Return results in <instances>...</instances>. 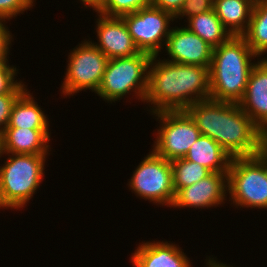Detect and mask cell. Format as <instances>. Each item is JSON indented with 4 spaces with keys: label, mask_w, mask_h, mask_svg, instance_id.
I'll return each mask as SVG.
<instances>
[{
    "label": "cell",
    "mask_w": 267,
    "mask_h": 267,
    "mask_svg": "<svg viewBox=\"0 0 267 267\" xmlns=\"http://www.w3.org/2000/svg\"><path fill=\"white\" fill-rule=\"evenodd\" d=\"M200 130L233 157H250L267 148L265 134L238 103L213 99L195 102L185 109Z\"/></svg>",
    "instance_id": "obj_1"
},
{
    "label": "cell",
    "mask_w": 267,
    "mask_h": 267,
    "mask_svg": "<svg viewBox=\"0 0 267 267\" xmlns=\"http://www.w3.org/2000/svg\"><path fill=\"white\" fill-rule=\"evenodd\" d=\"M210 66L173 63L152 56L148 68V89L144 103L148 112L185 110L210 98Z\"/></svg>",
    "instance_id": "obj_2"
},
{
    "label": "cell",
    "mask_w": 267,
    "mask_h": 267,
    "mask_svg": "<svg viewBox=\"0 0 267 267\" xmlns=\"http://www.w3.org/2000/svg\"><path fill=\"white\" fill-rule=\"evenodd\" d=\"M259 59L242 36H231L213 48L209 68L210 99L239 103L250 72Z\"/></svg>",
    "instance_id": "obj_3"
},
{
    "label": "cell",
    "mask_w": 267,
    "mask_h": 267,
    "mask_svg": "<svg viewBox=\"0 0 267 267\" xmlns=\"http://www.w3.org/2000/svg\"><path fill=\"white\" fill-rule=\"evenodd\" d=\"M1 157L6 161L0 164V209L20 211L40 190L48 155L2 153Z\"/></svg>",
    "instance_id": "obj_4"
},
{
    "label": "cell",
    "mask_w": 267,
    "mask_h": 267,
    "mask_svg": "<svg viewBox=\"0 0 267 267\" xmlns=\"http://www.w3.org/2000/svg\"><path fill=\"white\" fill-rule=\"evenodd\" d=\"M227 185L230 205L267 210V148L256 156L233 157Z\"/></svg>",
    "instance_id": "obj_5"
},
{
    "label": "cell",
    "mask_w": 267,
    "mask_h": 267,
    "mask_svg": "<svg viewBox=\"0 0 267 267\" xmlns=\"http://www.w3.org/2000/svg\"><path fill=\"white\" fill-rule=\"evenodd\" d=\"M152 56L140 52L131 57L109 59L101 84L95 93L103 101L112 104L128 95L143 102L148 89V68Z\"/></svg>",
    "instance_id": "obj_6"
},
{
    "label": "cell",
    "mask_w": 267,
    "mask_h": 267,
    "mask_svg": "<svg viewBox=\"0 0 267 267\" xmlns=\"http://www.w3.org/2000/svg\"><path fill=\"white\" fill-rule=\"evenodd\" d=\"M67 58L65 76L61 81V96L70 98L86 90L95 94L101 84L108 57L86 38L70 50Z\"/></svg>",
    "instance_id": "obj_7"
},
{
    "label": "cell",
    "mask_w": 267,
    "mask_h": 267,
    "mask_svg": "<svg viewBox=\"0 0 267 267\" xmlns=\"http://www.w3.org/2000/svg\"><path fill=\"white\" fill-rule=\"evenodd\" d=\"M141 160L128 179L129 191L156 206L171 207L175 197L171 161L157 155L152 149Z\"/></svg>",
    "instance_id": "obj_8"
},
{
    "label": "cell",
    "mask_w": 267,
    "mask_h": 267,
    "mask_svg": "<svg viewBox=\"0 0 267 267\" xmlns=\"http://www.w3.org/2000/svg\"><path fill=\"white\" fill-rule=\"evenodd\" d=\"M151 115L159 123L153 133L156 138L151 149L166 160L184 158L201 136L200 130L185 110H164Z\"/></svg>",
    "instance_id": "obj_9"
},
{
    "label": "cell",
    "mask_w": 267,
    "mask_h": 267,
    "mask_svg": "<svg viewBox=\"0 0 267 267\" xmlns=\"http://www.w3.org/2000/svg\"><path fill=\"white\" fill-rule=\"evenodd\" d=\"M121 17L140 52L151 56L162 54L172 28L170 24L175 20L171 13L148 6Z\"/></svg>",
    "instance_id": "obj_10"
},
{
    "label": "cell",
    "mask_w": 267,
    "mask_h": 267,
    "mask_svg": "<svg viewBox=\"0 0 267 267\" xmlns=\"http://www.w3.org/2000/svg\"><path fill=\"white\" fill-rule=\"evenodd\" d=\"M228 197L227 173H211L199 182L179 189L170 207L205 210L223 206Z\"/></svg>",
    "instance_id": "obj_11"
},
{
    "label": "cell",
    "mask_w": 267,
    "mask_h": 267,
    "mask_svg": "<svg viewBox=\"0 0 267 267\" xmlns=\"http://www.w3.org/2000/svg\"><path fill=\"white\" fill-rule=\"evenodd\" d=\"M96 13V27L94 29L97 33V42L92 39L89 41L100 49L108 59L131 57L140 53L122 17Z\"/></svg>",
    "instance_id": "obj_12"
},
{
    "label": "cell",
    "mask_w": 267,
    "mask_h": 267,
    "mask_svg": "<svg viewBox=\"0 0 267 267\" xmlns=\"http://www.w3.org/2000/svg\"><path fill=\"white\" fill-rule=\"evenodd\" d=\"M164 51L167 53L164 55L169 57L163 59L173 63L210 66L213 47L184 25H175L171 28Z\"/></svg>",
    "instance_id": "obj_13"
},
{
    "label": "cell",
    "mask_w": 267,
    "mask_h": 267,
    "mask_svg": "<svg viewBox=\"0 0 267 267\" xmlns=\"http://www.w3.org/2000/svg\"><path fill=\"white\" fill-rule=\"evenodd\" d=\"M129 262L133 267H194L182 247L171 241H143L137 244Z\"/></svg>",
    "instance_id": "obj_14"
},
{
    "label": "cell",
    "mask_w": 267,
    "mask_h": 267,
    "mask_svg": "<svg viewBox=\"0 0 267 267\" xmlns=\"http://www.w3.org/2000/svg\"><path fill=\"white\" fill-rule=\"evenodd\" d=\"M240 108L250 116L255 125L267 133V58H260L253 66Z\"/></svg>",
    "instance_id": "obj_15"
},
{
    "label": "cell",
    "mask_w": 267,
    "mask_h": 267,
    "mask_svg": "<svg viewBox=\"0 0 267 267\" xmlns=\"http://www.w3.org/2000/svg\"><path fill=\"white\" fill-rule=\"evenodd\" d=\"M50 141V129L5 128L2 133V153L50 156Z\"/></svg>",
    "instance_id": "obj_16"
},
{
    "label": "cell",
    "mask_w": 267,
    "mask_h": 267,
    "mask_svg": "<svg viewBox=\"0 0 267 267\" xmlns=\"http://www.w3.org/2000/svg\"><path fill=\"white\" fill-rule=\"evenodd\" d=\"M184 159L204 166L212 173H228L232 158L213 139L201 135L191 146Z\"/></svg>",
    "instance_id": "obj_17"
},
{
    "label": "cell",
    "mask_w": 267,
    "mask_h": 267,
    "mask_svg": "<svg viewBox=\"0 0 267 267\" xmlns=\"http://www.w3.org/2000/svg\"><path fill=\"white\" fill-rule=\"evenodd\" d=\"M27 88L14 103L6 128L50 129V121Z\"/></svg>",
    "instance_id": "obj_18"
},
{
    "label": "cell",
    "mask_w": 267,
    "mask_h": 267,
    "mask_svg": "<svg viewBox=\"0 0 267 267\" xmlns=\"http://www.w3.org/2000/svg\"><path fill=\"white\" fill-rule=\"evenodd\" d=\"M254 1L214 0L213 10L231 36H242L249 25Z\"/></svg>",
    "instance_id": "obj_19"
},
{
    "label": "cell",
    "mask_w": 267,
    "mask_h": 267,
    "mask_svg": "<svg viewBox=\"0 0 267 267\" xmlns=\"http://www.w3.org/2000/svg\"><path fill=\"white\" fill-rule=\"evenodd\" d=\"M185 27L200 36L213 48L225 43L231 34L224 28L221 20L217 17L214 10H209L192 16L188 20L184 19Z\"/></svg>",
    "instance_id": "obj_20"
},
{
    "label": "cell",
    "mask_w": 267,
    "mask_h": 267,
    "mask_svg": "<svg viewBox=\"0 0 267 267\" xmlns=\"http://www.w3.org/2000/svg\"><path fill=\"white\" fill-rule=\"evenodd\" d=\"M242 37L259 58H267V0L254 2L248 28Z\"/></svg>",
    "instance_id": "obj_21"
},
{
    "label": "cell",
    "mask_w": 267,
    "mask_h": 267,
    "mask_svg": "<svg viewBox=\"0 0 267 267\" xmlns=\"http://www.w3.org/2000/svg\"><path fill=\"white\" fill-rule=\"evenodd\" d=\"M173 187L175 193L184 187L191 186L212 172L197 163L188 161L184 158H177L171 161Z\"/></svg>",
    "instance_id": "obj_22"
},
{
    "label": "cell",
    "mask_w": 267,
    "mask_h": 267,
    "mask_svg": "<svg viewBox=\"0 0 267 267\" xmlns=\"http://www.w3.org/2000/svg\"><path fill=\"white\" fill-rule=\"evenodd\" d=\"M148 6H151V0H103L97 12L106 16L121 17Z\"/></svg>",
    "instance_id": "obj_23"
},
{
    "label": "cell",
    "mask_w": 267,
    "mask_h": 267,
    "mask_svg": "<svg viewBox=\"0 0 267 267\" xmlns=\"http://www.w3.org/2000/svg\"><path fill=\"white\" fill-rule=\"evenodd\" d=\"M8 62L9 60L0 66V94L23 93L27 89L26 82L24 83L23 80L18 79V81L16 79L19 69Z\"/></svg>",
    "instance_id": "obj_24"
},
{
    "label": "cell",
    "mask_w": 267,
    "mask_h": 267,
    "mask_svg": "<svg viewBox=\"0 0 267 267\" xmlns=\"http://www.w3.org/2000/svg\"><path fill=\"white\" fill-rule=\"evenodd\" d=\"M36 0H0V18L10 21L25 11L33 9Z\"/></svg>",
    "instance_id": "obj_25"
},
{
    "label": "cell",
    "mask_w": 267,
    "mask_h": 267,
    "mask_svg": "<svg viewBox=\"0 0 267 267\" xmlns=\"http://www.w3.org/2000/svg\"><path fill=\"white\" fill-rule=\"evenodd\" d=\"M214 0H185L180 11L174 16L175 22L213 9ZM177 20V21H176Z\"/></svg>",
    "instance_id": "obj_26"
},
{
    "label": "cell",
    "mask_w": 267,
    "mask_h": 267,
    "mask_svg": "<svg viewBox=\"0 0 267 267\" xmlns=\"http://www.w3.org/2000/svg\"><path fill=\"white\" fill-rule=\"evenodd\" d=\"M22 93L0 94V133L2 134L8 125L14 103Z\"/></svg>",
    "instance_id": "obj_27"
},
{
    "label": "cell",
    "mask_w": 267,
    "mask_h": 267,
    "mask_svg": "<svg viewBox=\"0 0 267 267\" xmlns=\"http://www.w3.org/2000/svg\"><path fill=\"white\" fill-rule=\"evenodd\" d=\"M7 23L8 20L0 18V56L11 55L9 52L12 46V42L14 41L13 37H15V35H12V32L6 25Z\"/></svg>",
    "instance_id": "obj_28"
},
{
    "label": "cell",
    "mask_w": 267,
    "mask_h": 267,
    "mask_svg": "<svg viewBox=\"0 0 267 267\" xmlns=\"http://www.w3.org/2000/svg\"><path fill=\"white\" fill-rule=\"evenodd\" d=\"M185 0H151V6L167 11L175 16Z\"/></svg>",
    "instance_id": "obj_29"
},
{
    "label": "cell",
    "mask_w": 267,
    "mask_h": 267,
    "mask_svg": "<svg viewBox=\"0 0 267 267\" xmlns=\"http://www.w3.org/2000/svg\"><path fill=\"white\" fill-rule=\"evenodd\" d=\"M79 1L85 9L91 8L93 11L97 12L103 0H79Z\"/></svg>",
    "instance_id": "obj_30"
},
{
    "label": "cell",
    "mask_w": 267,
    "mask_h": 267,
    "mask_svg": "<svg viewBox=\"0 0 267 267\" xmlns=\"http://www.w3.org/2000/svg\"><path fill=\"white\" fill-rule=\"evenodd\" d=\"M216 258L217 257H215V256L213 257V255L209 256V257L207 256L205 259V261H206L205 266L206 267H233L232 265L225 264V262L224 263L221 262V260L218 261Z\"/></svg>",
    "instance_id": "obj_31"
},
{
    "label": "cell",
    "mask_w": 267,
    "mask_h": 267,
    "mask_svg": "<svg viewBox=\"0 0 267 267\" xmlns=\"http://www.w3.org/2000/svg\"><path fill=\"white\" fill-rule=\"evenodd\" d=\"M10 56H0V66L7 60H9Z\"/></svg>",
    "instance_id": "obj_32"
},
{
    "label": "cell",
    "mask_w": 267,
    "mask_h": 267,
    "mask_svg": "<svg viewBox=\"0 0 267 267\" xmlns=\"http://www.w3.org/2000/svg\"><path fill=\"white\" fill-rule=\"evenodd\" d=\"M1 155H2V134L0 133V159L2 158Z\"/></svg>",
    "instance_id": "obj_33"
}]
</instances>
